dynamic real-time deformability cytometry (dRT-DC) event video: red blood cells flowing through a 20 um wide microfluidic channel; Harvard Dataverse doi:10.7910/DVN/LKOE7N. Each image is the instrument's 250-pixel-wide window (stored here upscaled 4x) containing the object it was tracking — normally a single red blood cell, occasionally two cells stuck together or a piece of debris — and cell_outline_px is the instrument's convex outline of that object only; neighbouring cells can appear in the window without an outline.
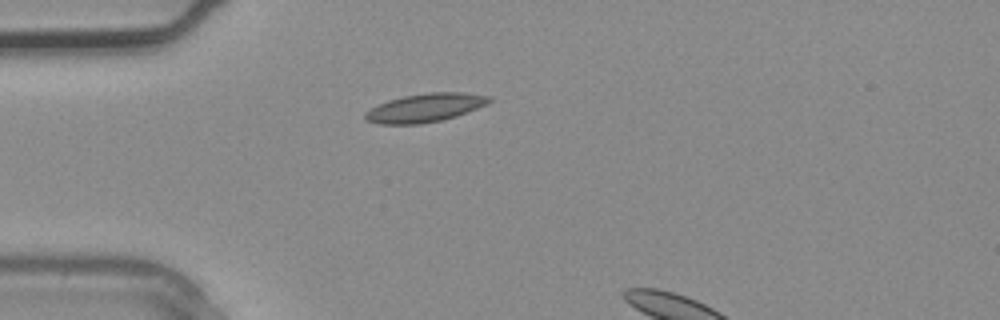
{"species": "common noctule bat (a hibernating species)", "species_latin": "Nyctalus noctula", "temperature_condition": "warm", "stored_images_in_passage": 2, "segment_of_instrument_passage": [1, 2], "camera_frame_rate_fps": 3000, "um_per_image_px": 0.085, "animal": {"sex": "male", "body_mass_g": 20.4}, "frame": {"image": 1, "passage_image": 1, "time_ms": 0.0, "image_size_px": [1000, 320], "cell_outline_px": [[492, 100], [488, 104], [456, 116], [440, 120], [420, 124], [380, 124], [364, 120], [364, 112], [388, 100], [404, 96], [432, 92], [464, 92], [492, 96]], "centroid_in_image_um": [36.15, 9.16], "position_along_channel_um": 48.8, "area_um2": 20.58}}